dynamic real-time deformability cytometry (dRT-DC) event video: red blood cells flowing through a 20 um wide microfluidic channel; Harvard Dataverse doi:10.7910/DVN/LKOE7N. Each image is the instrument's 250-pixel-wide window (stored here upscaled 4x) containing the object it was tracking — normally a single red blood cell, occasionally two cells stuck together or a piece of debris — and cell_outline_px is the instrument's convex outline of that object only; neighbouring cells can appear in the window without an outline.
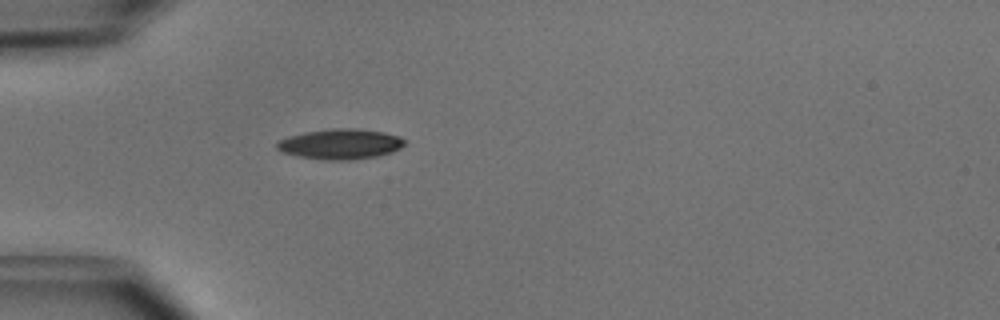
{"species": "common noctule bat (a hibernating species)", "species_latin": "Nyctalus noctula", "temperature_condition": "cold", "stored_images_in_passage": 30, "camera_frame_rate_fps": 3000, "um_per_image_px": 0.085, "animal": {"sex": "male", "body_mass_g": 15.6}, "frame": {"image": 1, "passage_image": 1, "time_ms": 0.0, "image_size_px": [1000, 320], "cell_outline_px": [[404, 144], [400, 148], [392, 152], [376, 156], [352, 160], [324, 160], [296, 156], [280, 152], [276, 148], [276, 144], [280, 140], [288, 136], [304, 132], [332, 128], [356, 128], [384, 132], [400, 136], [404, 140]], "centroid_in_image_um": [28.9, 12.24], "position_along_channel_um": 56.1, "area_um2": 22.72}}
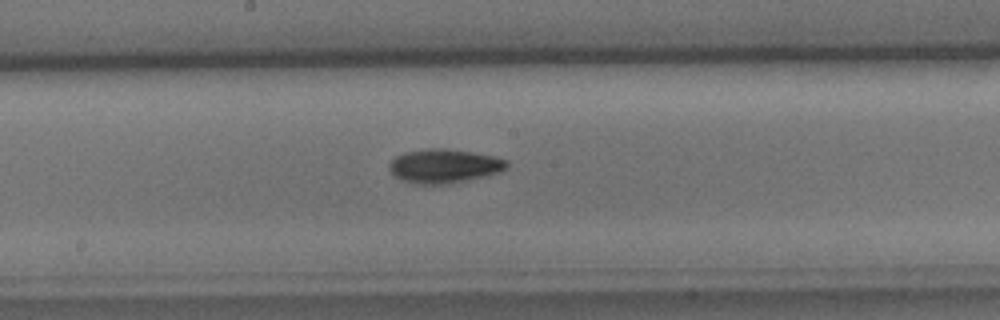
{"frame": {"image": 2, "passage_image": 13, "time_ms": 4.0, "image_size_px": [1000, 320], "cell_outline_px": [[508, 164], [500, 172], [488, 176], [448, 184], [416, 184], [400, 180], [388, 168], [388, 164], [396, 156], [404, 152], [428, 148], [448, 148], [496, 156], [508, 160]], "centroid_in_image_um": [37.76, 14.11], "position_along_channel_um": 210.4, "area_um2": 23.52}}
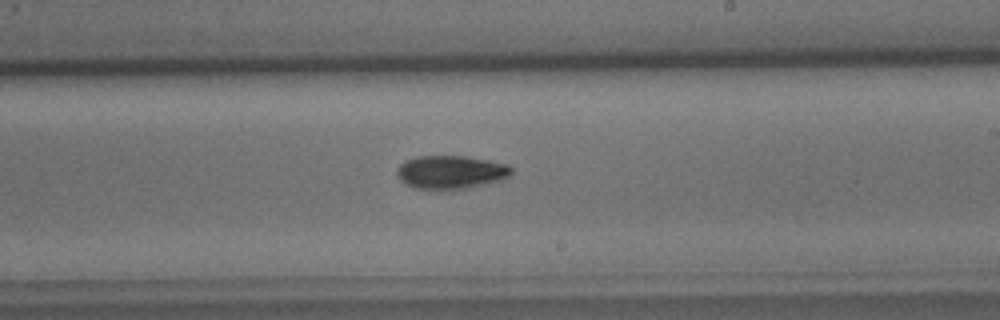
{"frame": {"image": 3, "passage_image": 16, "time_ms": 5.0, "image_size_px": [1000, 320], "cell_outline_px": [[512, 172], [508, 176], [500, 180], [488, 184], [468, 188], [440, 192], [416, 188], [400, 180], [396, 176], [396, 168], [400, 164], [416, 156], [464, 156], [488, 160], [508, 164], [512, 168]], "centroid_in_image_um": [38.3, 14.66], "position_along_channel_um": 250.7, "area_um2": 22.77}, "authors_computed_cell_mechanics": {"area_um2": 21.9929, "velocity_mm_per_s": 4.0474, "shape_relaxation_time_tau1_ms": 2.1478, "shape_relaxation_time_tau2_ms": null, "deformation_change_tau1": 0.1066, "deformation_change_tau2": null}}